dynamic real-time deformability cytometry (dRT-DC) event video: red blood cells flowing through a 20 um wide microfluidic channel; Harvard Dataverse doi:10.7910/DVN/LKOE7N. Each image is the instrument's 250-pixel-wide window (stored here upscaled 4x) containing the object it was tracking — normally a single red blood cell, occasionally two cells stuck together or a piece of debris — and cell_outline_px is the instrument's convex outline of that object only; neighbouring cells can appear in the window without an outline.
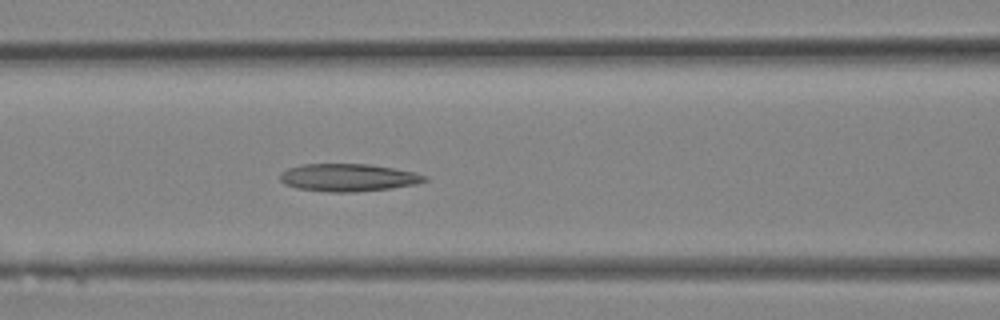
{"species": "Egyptian fruit bat (a non-hibernating species)", "species_latin": "Rousettus aegyptiacus", "temperature_condition": "room temperature", "stored_images_in_passage": 20, "camera_frame_rate_fps": 3000, "um_per_image_px": 0.085, "animal": {"sex": "female"}, "frame": {"image": 1, "passage_image": 11, "time_ms": 3.333, "image_size_px": [1000, 320], "cell_outline_px": [[428, 180], [416, 184], [388, 188], [352, 192], [328, 192], [296, 188], [284, 184], [280, 180], [280, 172], [288, 168], [300, 164], [372, 164], [416, 172], [428, 176]], "centroid_in_image_um": [29.59, 15.08], "position_along_channel_um": 137.0, "area_um2": 23.41}}
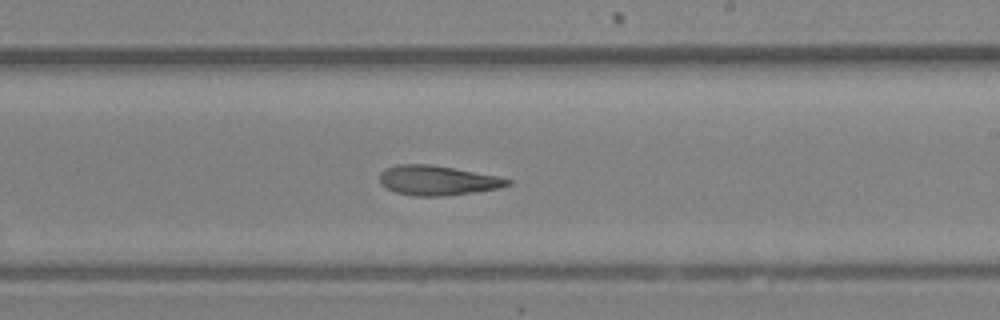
{"frame": {"image": 2, "passage_image": 16, "time_ms": 5.0, "image_size_px": [1000, 320], "cell_outline_px": [[512, 184], [500, 188], [472, 192], [440, 196], [412, 196], [396, 192], [380, 184], [380, 172], [384, 168], [396, 164], [432, 164], [500, 176], [512, 180]], "centroid_in_image_um": [37.19, 15.32], "position_along_channel_um": 251.8, "area_um2": 22.31}}
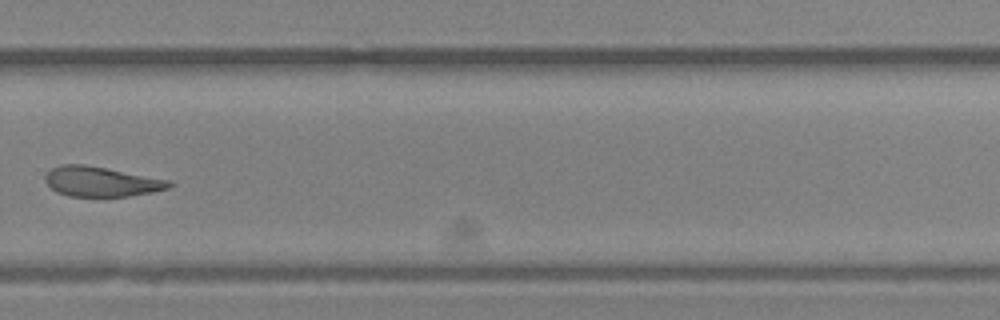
{"frame": {"image": 3, "passage_image": 19, "time_ms": 6.0, "image_size_px": [1000, 320], "cell_outline_px": [[172, 184], [168, 188], [152, 192], [128, 196], [68, 196], [56, 192], [44, 180], [44, 176], [52, 168], [60, 164], [84, 164], [108, 168], [172, 180]], "centroid_in_image_um": [8.6, 15.42], "position_along_channel_um": 321.2, "area_um2": 21.68}}